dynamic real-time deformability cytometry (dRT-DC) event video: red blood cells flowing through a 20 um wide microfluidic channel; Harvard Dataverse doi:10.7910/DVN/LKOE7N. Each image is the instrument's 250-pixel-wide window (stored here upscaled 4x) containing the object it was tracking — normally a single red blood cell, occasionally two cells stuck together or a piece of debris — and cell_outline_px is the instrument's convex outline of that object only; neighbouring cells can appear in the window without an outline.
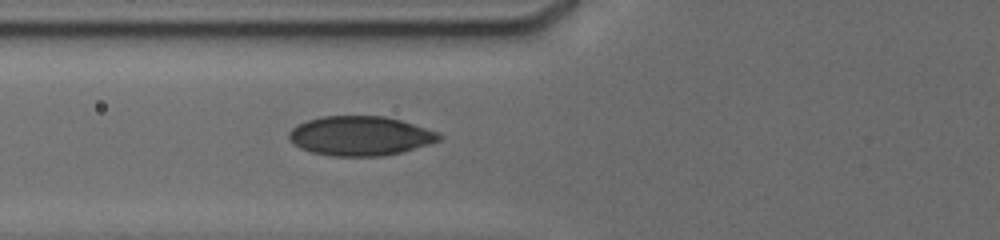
{"species": "human", "species_latin": "Homo sapiens", "temperature_condition": "cold", "stored_images_in_passage": 27, "camera_frame_rate_fps": 3000, "um_per_image_px": 0.085, "donor": {"sex": "male"}, "frame": {"image": 1, "passage_image": 2, "time_ms": 0.667, "image_size_px": [1000, 240], "cell_outline_px": [[444, 136], [440, 140], [428, 144], [400, 152], [380, 156], [332, 156], [312, 152], [300, 148], [288, 140], [288, 132], [296, 124], [308, 120], [324, 116], [384, 116], [400, 120], [436, 132]], "centroid_in_image_um": [30.56, 11.55], "position_along_channel_um": 95.2, "area_um2": 34.28}}
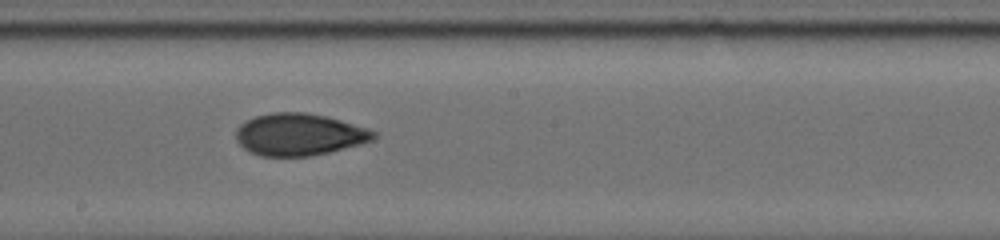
{"frame": {"image": 2, "passage_image": 9, "time_ms": 4.0, "image_size_px": [1000, 240], "cell_outline_px": [[376, 136], [372, 140], [360, 144], [312, 156], [260, 156], [248, 152], [236, 140], [236, 128], [240, 124], [256, 116], [272, 112], [304, 112], [324, 116], [340, 120], [368, 128], [376, 132]], "centroid_in_image_um": [25.4, 11.44], "position_along_channel_um": 222.8, "area_um2": 33.64}}
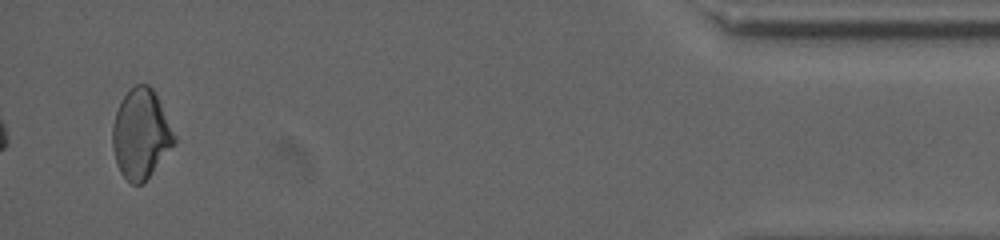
{"frame": {"image": 3, "passage_image": 26, "time_ms": 11.0, "image_size_px": [1000, 240], "cell_outline_px": [[176, 140], [148, 176], [140, 184], [132, 184], [120, 172], [116, 164], [112, 148], [112, 124], [120, 100], [136, 84], [148, 84], [152, 88], [176, 136]], "centroid_in_image_um": [11.93, 11.37], "position_along_channel_um": 423.3, "area_um2": 31.5}, "authors_computed_cell_mechanics": {"area_um2": 33.0616, "velocity_mm_per_s": 3.8013, "shape_relaxation_time_tau1_ms": 10.8983, "shape_relaxation_time_tau2_ms": 5.1595, "deformation_change_tau1": 0.1516, "deformation_change_tau2": 0.0764}}